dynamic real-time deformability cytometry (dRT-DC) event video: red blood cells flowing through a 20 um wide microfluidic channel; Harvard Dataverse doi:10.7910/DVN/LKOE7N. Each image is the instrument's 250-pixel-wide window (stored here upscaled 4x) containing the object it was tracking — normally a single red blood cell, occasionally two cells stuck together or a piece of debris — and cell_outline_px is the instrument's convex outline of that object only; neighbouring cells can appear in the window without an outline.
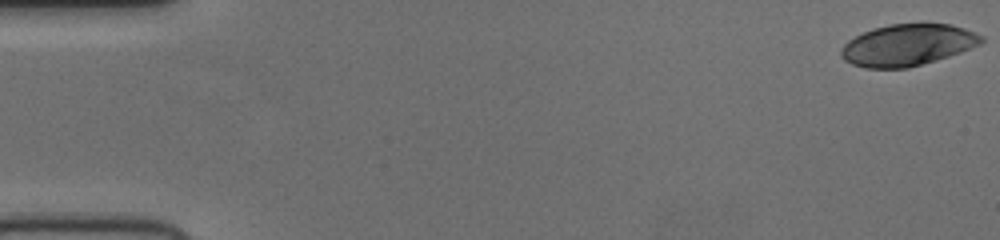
{"species": "human", "species_latin": "Homo sapiens", "temperature_condition": "cold", "stored_images_in_passage": 53, "camera_frame_rate_fps": 3000, "um_per_image_px": 0.085, "donor": {"sex": "female"}, "frame": {"image": 1, "passage_image": 1, "time_ms": 0.0, "image_size_px": [1000, 240], "cell_outline_px": [[984, 40], [980, 44], [920, 64], [904, 68], [868, 68], [852, 64], [844, 60], [840, 52], [840, 48], [848, 40], [872, 28], [888, 24], [924, 20], [952, 24], [964, 28], [984, 36]], "centroid_in_image_um": [77.12, 3.75], "position_along_channel_um": 7.9, "area_um2": 34.28}}
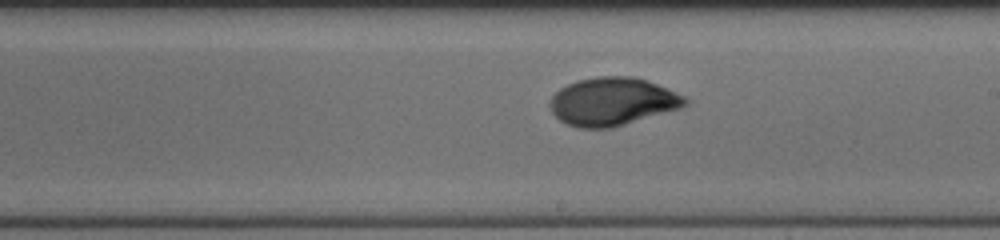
{"frame": {"image": 2, "passage_image": 31, "time_ms": 10.0, "image_size_px": [1000, 240], "cell_outline_px": [[688, 104], [680, 108], [612, 128], [580, 128], [568, 124], [560, 120], [552, 112], [552, 96], [560, 88], [576, 80], [596, 76], [632, 76], [668, 88], [684, 96], [688, 100]], "centroid_in_image_um": [52.08, 8.63], "position_along_channel_um": 236.9, "area_um2": 37.51}}
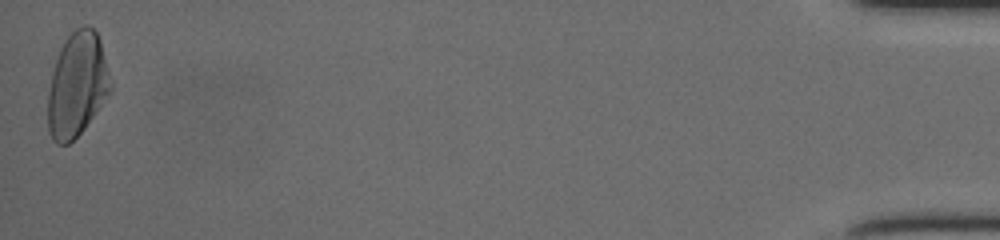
{"frame": {"image": 3, "passage_image": 53, "time_ms": 17.333, "image_size_px": [1000, 240], "cell_outline_px": [[112, 92], [84, 128], [68, 144], [56, 144], [52, 140], [48, 132], [48, 92], [52, 72], [60, 48], [64, 40], [76, 28], [84, 24], [88, 24], [96, 32], [100, 40], [112, 84]], "centroid_in_image_um": [6.56, 7.2], "position_along_channel_um": 428.6, "area_um2": 38.21}}